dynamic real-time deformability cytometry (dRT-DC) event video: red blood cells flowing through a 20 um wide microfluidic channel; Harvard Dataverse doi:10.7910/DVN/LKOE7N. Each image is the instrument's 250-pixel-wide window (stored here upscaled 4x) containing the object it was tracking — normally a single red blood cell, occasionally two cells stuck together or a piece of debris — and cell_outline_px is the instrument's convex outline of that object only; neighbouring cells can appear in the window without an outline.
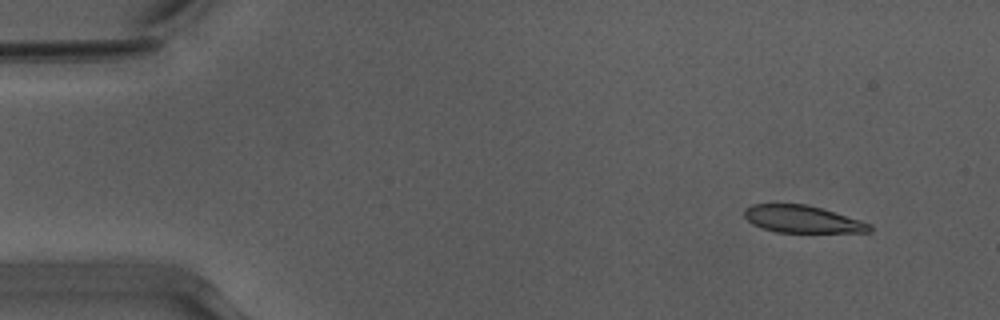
{"species": "Egyptian fruit bat (a non-hibernating species)", "species_latin": "Rousettus aegyptiacus", "temperature_condition": "warm", "stored_images_in_passage": 49, "camera_frame_rate_fps": 3000, "um_per_image_px": 0.085, "animal": {"sex": "male"}, "frame": {"image": 1, "passage_image": 1, "time_ms": 0.0, "image_size_px": [1000, 320], "cell_outline_px": [[872, 232], [776, 232], [752, 224], [744, 216], [744, 208], [752, 204], [808, 204], [860, 220], [872, 224]], "centroid_in_image_um": [68.2, 18.62], "position_along_channel_um": 16.8, "area_um2": 19.83}}
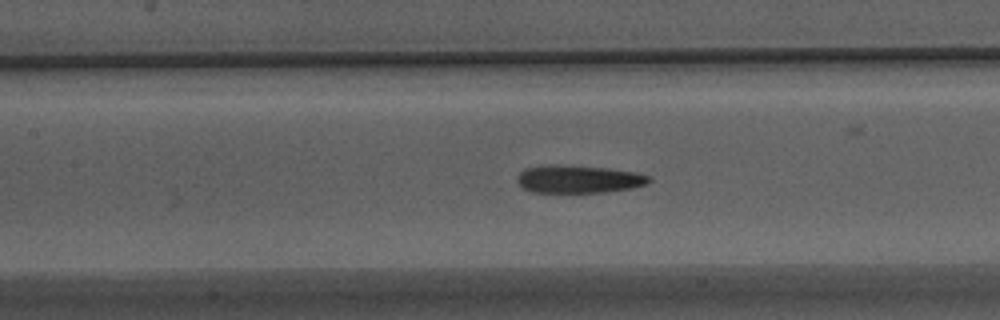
{"frame": {"image": 2, "passage_image": 20, "time_ms": 6.333, "image_size_px": [1000, 320], "cell_outline_px": [[652, 180], [648, 184], [632, 188], [604, 192], [532, 192], [524, 188], [516, 180], [516, 176], [520, 172], [528, 168], [540, 164], [556, 164], [608, 168], [636, 172], [652, 176]], "centroid_in_image_um": [49.2, 15.21], "position_along_channel_um": 158.2, "area_um2": 21.62}}
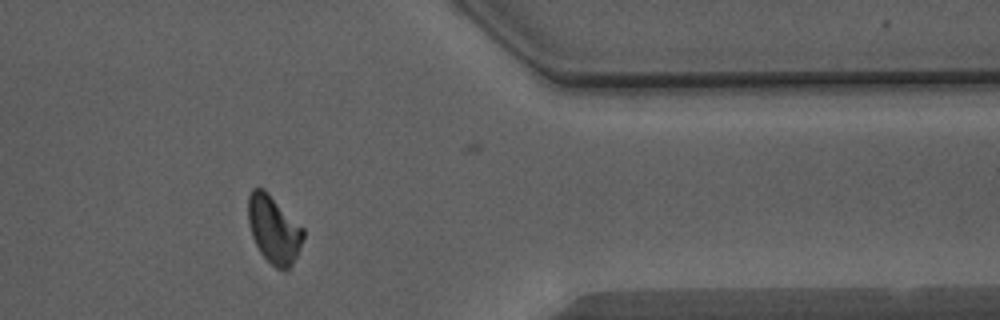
{"frame": {"image": 3, "passage_image": 39, "time_ms": 12.667, "image_size_px": [1000, 320], "cell_outline_px": [[304, 236], [300, 248], [292, 264], [288, 268], [276, 268], [260, 252], [252, 236], [248, 224], [248, 196], [252, 188], [264, 188], [304, 228]], "centroid_in_image_um": [23.26, 19.46], "position_along_channel_um": 388.1, "area_um2": 21.56}}